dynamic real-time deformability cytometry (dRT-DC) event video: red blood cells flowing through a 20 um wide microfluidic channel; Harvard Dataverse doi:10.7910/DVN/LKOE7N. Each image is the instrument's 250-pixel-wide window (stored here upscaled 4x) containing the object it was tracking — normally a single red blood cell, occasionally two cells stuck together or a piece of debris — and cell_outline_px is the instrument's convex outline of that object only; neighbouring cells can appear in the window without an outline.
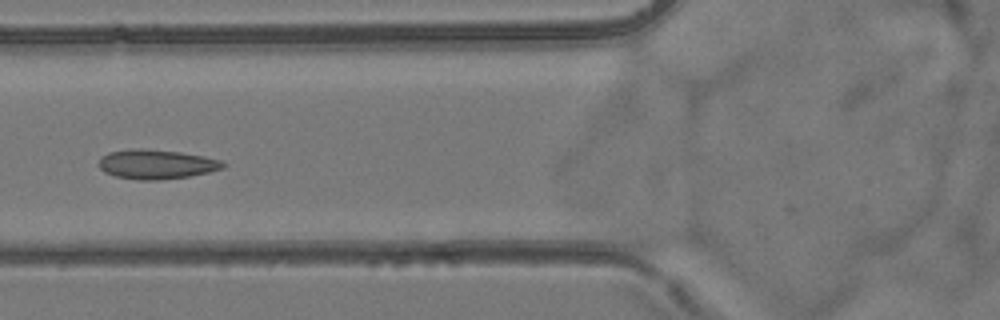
{"species": "common noctule bat (a hibernating species)", "species_latin": "Nyctalus noctula", "temperature_condition": "room temperature", "stored_images_in_passage": 5, "camera_frame_rate_fps": 3000, "um_per_image_px": 0.085, "animal": {"sex": "female", "body_mass_g": 24.6, "forearm_length_mm": 56.2}, "frame": {"image": 1, "passage_image": 5, "time_ms": 5.667, "image_size_px": [1000, 320], "cell_outline_px": [[228, 164], [224, 168], [208, 172], [188, 176], [160, 180], [136, 180], [116, 176], [104, 172], [100, 168], [100, 160], [108, 152], [132, 148], [180, 152], [204, 156], [220, 160]], "centroid_in_image_um": [13.32, 13.97], "position_along_channel_um": 112.5, "area_um2": 21.15}}